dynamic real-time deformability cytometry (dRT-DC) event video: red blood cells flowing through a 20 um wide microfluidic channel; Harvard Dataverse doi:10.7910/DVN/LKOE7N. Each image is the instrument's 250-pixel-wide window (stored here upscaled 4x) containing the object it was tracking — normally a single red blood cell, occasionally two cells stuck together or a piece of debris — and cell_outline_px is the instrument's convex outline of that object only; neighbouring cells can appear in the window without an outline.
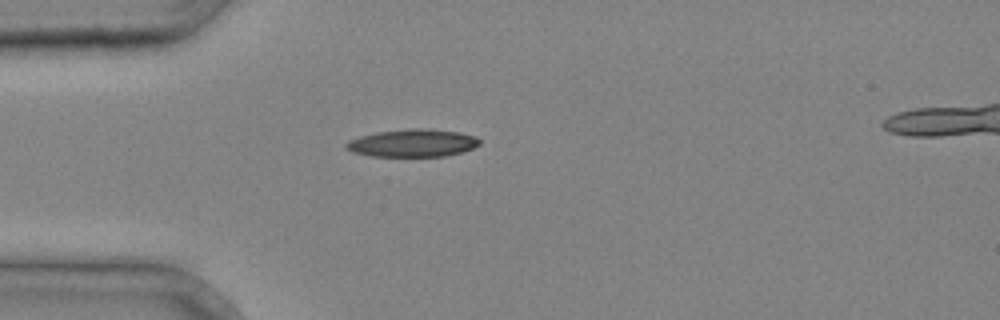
{"species": "common noctule bat (a hibernating species)", "species_latin": "Nyctalus noctula", "temperature_condition": "cold", "stored_images_in_passage": 2, "camera_frame_rate_fps": 3000, "um_per_image_px": 0.085, "animal": {"sex": "male", "body_mass_g": 20.4}, "frame": {"image": 1, "passage_image": 1, "time_ms": 0.0, "image_size_px": [1000, 320], "cell_outline_px": [[480, 144], [472, 148], [460, 152], [444, 156], [368, 156], [352, 152], [344, 148], [344, 144], [348, 140], [360, 136], [376, 132], [416, 128], [428, 128], [460, 132], [476, 136], [480, 140]], "centroid_in_image_um": [35.04, 12.15], "position_along_channel_um": 50.0, "area_um2": 21.62}}